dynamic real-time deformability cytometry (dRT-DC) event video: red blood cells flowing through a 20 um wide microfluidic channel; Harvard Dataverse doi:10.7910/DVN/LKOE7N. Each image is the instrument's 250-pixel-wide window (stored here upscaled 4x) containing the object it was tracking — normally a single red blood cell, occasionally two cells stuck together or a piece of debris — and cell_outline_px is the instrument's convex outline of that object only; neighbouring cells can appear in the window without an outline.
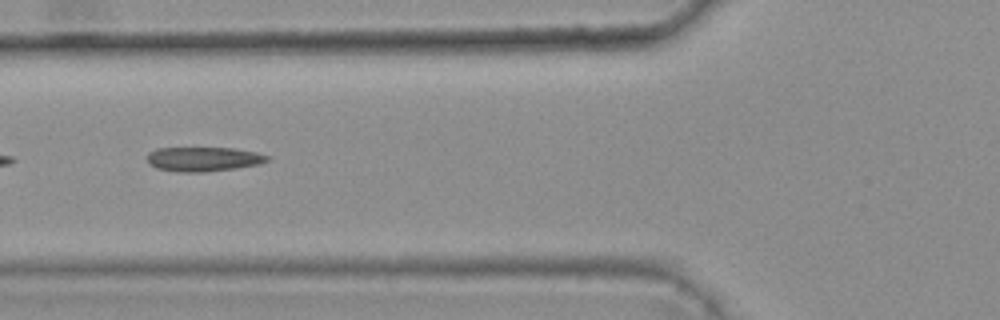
{"species": "common noctule bat (a hibernating species)", "species_latin": "Nyctalus noctula", "temperature_condition": "warm", "stored_images_in_passage": 7, "camera_frame_rate_fps": 3000, "um_per_image_px": 0.085, "animal": {"sex": "female", "body_mass_g": 25.1}, "frame": {"image": 1, "passage_image": 5, "time_ms": 1.333, "image_size_px": [1000, 320], "cell_outline_px": [[268, 160], [260, 164], [236, 168], [204, 172], [180, 172], [156, 168], [148, 164], [148, 152], [156, 148], [232, 148], [256, 152], [268, 156]], "centroid_in_image_um": [17.26, 13.52], "position_along_channel_um": 108.5, "area_um2": 17.05}}
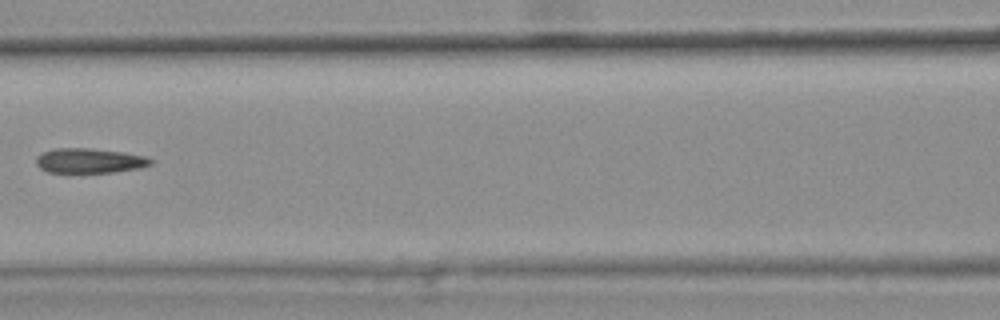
{"frame": {"image": 2, "passage_image": 6, "time_ms": 1.667, "image_size_px": [1000, 320], "cell_outline_px": [[156, 160], [152, 164], [140, 168], [112, 172], [48, 172], [40, 168], [36, 164], [36, 156], [44, 152], [56, 148], [88, 148], [124, 152], [144, 156]], "centroid_in_image_um": [7.63, 13.65], "position_along_channel_um": 159.0, "area_um2": 16.53}}